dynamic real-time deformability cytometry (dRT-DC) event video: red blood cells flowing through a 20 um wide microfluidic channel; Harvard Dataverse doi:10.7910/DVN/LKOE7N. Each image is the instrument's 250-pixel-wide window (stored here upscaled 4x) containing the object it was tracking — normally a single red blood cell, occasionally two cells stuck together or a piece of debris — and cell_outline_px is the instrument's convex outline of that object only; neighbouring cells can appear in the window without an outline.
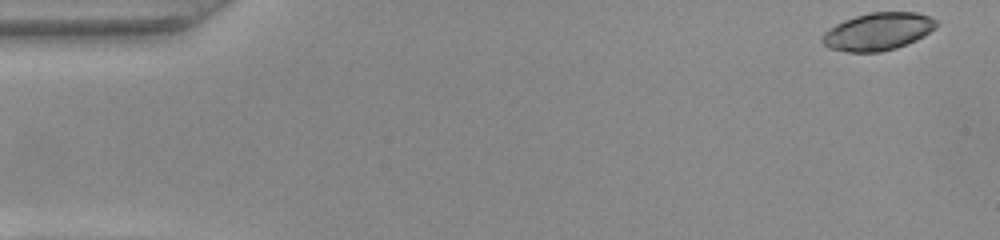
{"species": "common noctule bat (a hibernating species)", "species_latin": "Nyctalus noctula", "temperature_condition": "warm", "stored_images_in_passage": 50, "camera_frame_rate_fps": 3000, "um_per_image_px": 0.085, "animal": {"sex": "female", "body_mass_g": 22.0, "forearm_length_mm": 56.7}, "frame": {"image": 1, "passage_image": 1, "time_ms": 0.0, "image_size_px": [1000, 240], "cell_outline_px": [[940, 24], [936, 28], [924, 36], [916, 40], [896, 48], [880, 52], [848, 52], [828, 48], [820, 40], [824, 32], [836, 24], [844, 20], [856, 16], [872, 12], [916, 12], [928, 16], [936, 20]], "centroid_in_image_um": [74.64, 2.68], "position_along_channel_um": 10.4, "area_um2": 25.03}}
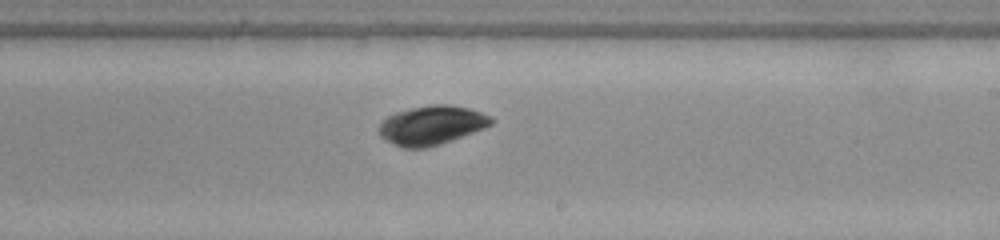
{"frame": {"image": 2, "passage_image": 29, "time_ms": 9.333, "image_size_px": [1000, 240], "cell_outline_px": [[496, 120], [492, 124], [484, 128], [440, 144], [424, 148], [404, 148], [384, 140], [380, 136], [380, 124], [388, 116], [396, 112], [412, 108], [432, 104], [448, 104], [468, 108], [492, 116]], "centroid_in_image_um": [36.71, 10.64], "position_along_channel_um": 252.3, "area_um2": 25.37}}
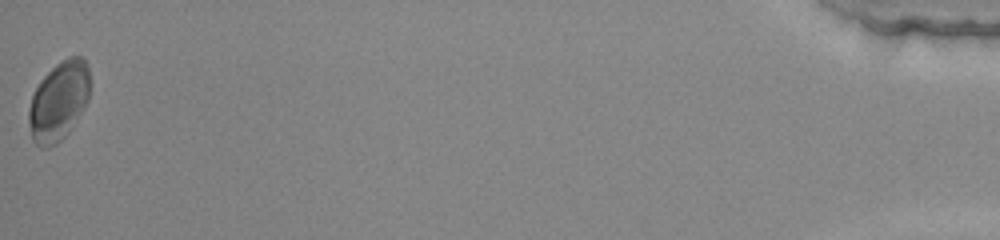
{"frame": {"image": 3, "passage_image": 50, "time_ms": 16.333, "image_size_px": [1000, 240], "cell_outline_px": [[88, 100], [84, 108], [68, 132], [56, 144], [48, 148], [44, 148], [36, 144], [32, 140], [28, 124], [28, 112], [32, 96], [40, 80], [56, 64], [68, 56], [80, 56], [88, 64]], "centroid_in_image_um": [4.97, 8.6], "position_along_channel_um": 430.2, "area_um2": 27.98}, "authors_computed_cell_mechanics": {"area_um2": 25.2875, "velocity_mm_per_s": 3.9941, "shape_relaxation_time_tau1_ms": 4.5716, "shape_relaxation_time_tau2_ms": 8.3507, "deformation_change_tau1": 0.1968, "deformation_change_tau2": 0.0908}}